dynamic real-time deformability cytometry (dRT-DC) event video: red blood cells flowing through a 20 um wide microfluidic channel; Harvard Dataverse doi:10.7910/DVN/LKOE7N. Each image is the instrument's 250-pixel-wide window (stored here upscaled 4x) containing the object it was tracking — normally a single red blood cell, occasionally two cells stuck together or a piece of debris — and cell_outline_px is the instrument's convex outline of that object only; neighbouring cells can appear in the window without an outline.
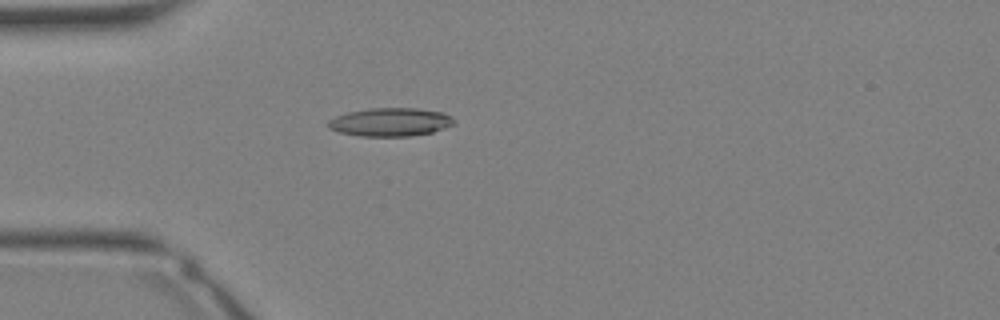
{"species": "Egyptian fruit bat (a non-hibernating species)", "species_latin": "Rousettus aegyptiacus", "temperature_condition": "warm", "stored_images_in_passage": 34, "camera_frame_rate_fps": 3000, "um_per_image_px": 0.085, "animal": {"sex": "female"}, "frame": {"image": 1, "passage_image": 10, "time_ms": 3.0, "image_size_px": [1000, 320], "cell_outline_px": [[456, 120], [452, 124], [444, 128], [432, 132], [412, 136], [360, 136], [340, 132], [328, 128], [328, 120], [336, 116], [348, 112], [368, 108], [416, 108], [444, 112]], "centroid_in_image_um": [33.18, 10.37], "position_along_channel_um": 51.8, "area_um2": 20.81}}
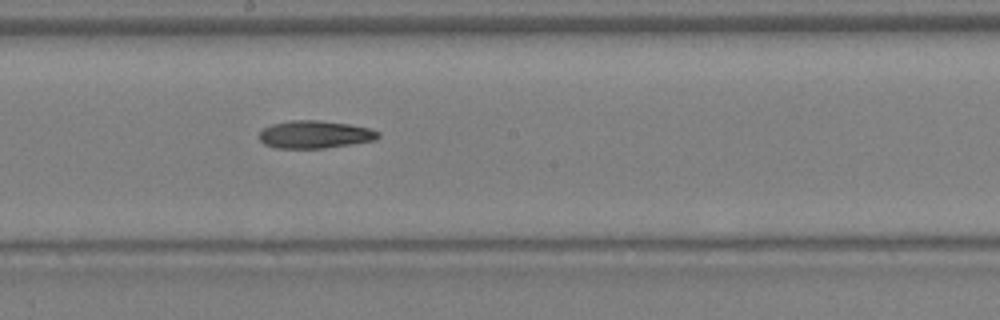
{"frame": {"image": 2, "passage_image": 19, "time_ms": 6.0, "image_size_px": [1000, 320], "cell_outline_px": [[380, 136], [376, 140], [352, 144], [324, 148], [276, 148], [264, 144], [260, 140], [260, 132], [264, 128], [272, 124], [288, 120], [316, 120], [348, 124], [368, 128], [380, 132]], "centroid_in_image_um": [26.76, 11.43], "position_along_channel_um": 221.4, "area_um2": 19.13}}
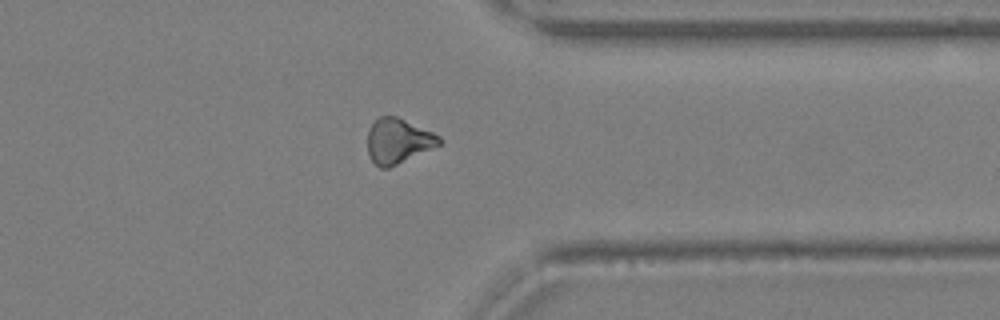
{"frame": {"image": 3, "passage_image": 27, "time_ms": 8.667, "image_size_px": [1000, 320], "cell_outline_px": [[440, 144], [388, 168], [380, 168], [372, 160], [368, 152], [368, 128], [380, 116], [396, 116], [432, 132], [440, 136]], "centroid_in_image_um": [33.8, 11.97], "position_along_channel_um": 377.6, "area_um2": 18.32}}